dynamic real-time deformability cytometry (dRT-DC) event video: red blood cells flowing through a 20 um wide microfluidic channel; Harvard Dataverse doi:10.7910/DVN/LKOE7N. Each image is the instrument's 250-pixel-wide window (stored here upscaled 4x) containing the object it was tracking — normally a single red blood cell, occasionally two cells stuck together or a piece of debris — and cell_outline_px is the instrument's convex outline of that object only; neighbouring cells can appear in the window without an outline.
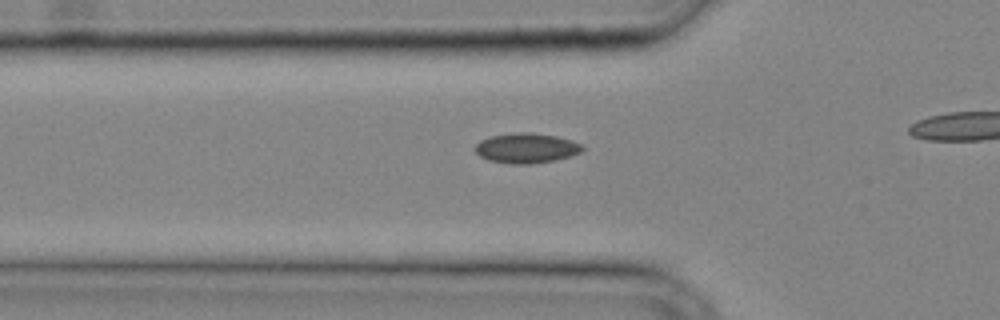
{"species": "common noctule bat (a hibernating species)", "species_latin": "Nyctalus noctula", "temperature_condition": "cold", "stored_images_in_passage": 8, "camera_frame_rate_fps": 3000, "um_per_image_px": 0.085, "animal": {"sex": "male", "body_mass_g": 20.4}, "frame": {"image": 1, "passage_image": 2, "time_ms": 0.333, "image_size_px": [1000, 320], "cell_outline_px": [[584, 148], [580, 152], [556, 160], [532, 164], [512, 164], [488, 160], [480, 156], [476, 152], [476, 144], [480, 140], [492, 136], [520, 132], [528, 132], [556, 136], [572, 140], [580, 144]], "centroid_in_image_um": [44.74, 12.59], "position_along_channel_um": 81.1, "area_um2": 18.55}}
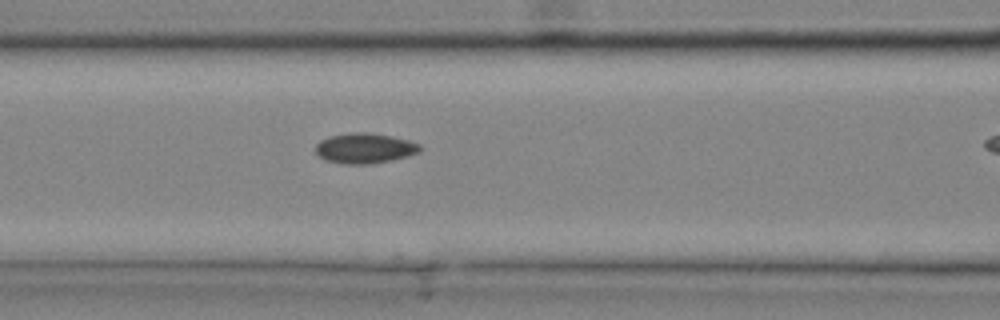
{"frame": {"image": 2, "passage_image": 5, "time_ms": 1.333, "image_size_px": [1000, 320], "cell_outline_px": [[424, 148], [420, 152], [408, 156], [392, 160], [372, 164], [344, 164], [324, 160], [316, 152], [316, 144], [320, 140], [328, 136], [352, 132], [368, 132], [392, 136], [408, 140], [420, 144]], "centroid_in_image_um": [31.02, 12.6], "position_along_channel_um": 135.6, "area_um2": 18.67}}